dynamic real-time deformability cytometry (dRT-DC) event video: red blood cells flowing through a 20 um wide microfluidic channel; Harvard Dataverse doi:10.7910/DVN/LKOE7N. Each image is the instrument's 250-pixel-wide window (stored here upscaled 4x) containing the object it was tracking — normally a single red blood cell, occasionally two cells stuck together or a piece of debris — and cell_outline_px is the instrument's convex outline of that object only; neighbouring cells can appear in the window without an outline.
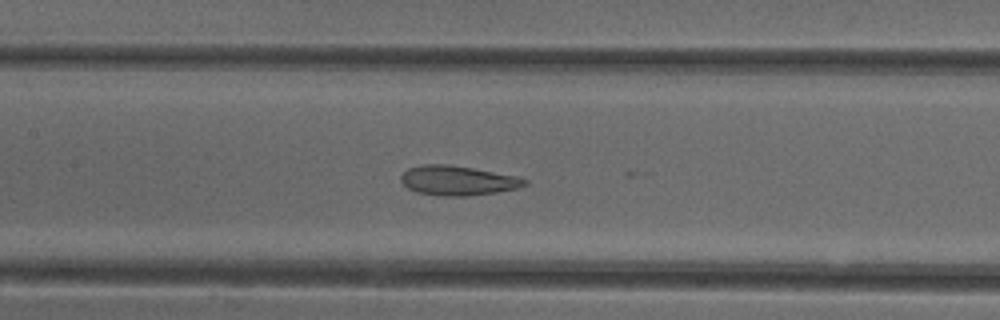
{"species": "common noctule bat (a hibernating species)", "species_latin": "Nyctalus noctula", "temperature_condition": "cold", "stored_images_in_passage": 29, "camera_frame_rate_fps": 3000, "um_per_image_px": 0.085, "animal": {"sex": "female"}, "frame": {"image": 1, "passage_image": 24, "time_ms": 7.667, "image_size_px": [1000, 320], "cell_outline_px": [[528, 184], [516, 188], [496, 192], [468, 196], [440, 196], [416, 192], [408, 188], [400, 180], [400, 176], [408, 168], [420, 164], [448, 164], [520, 176], [528, 180]], "centroid_in_image_um": [38.91, 15.34], "position_along_channel_um": 168.5, "area_um2": 21.5}}
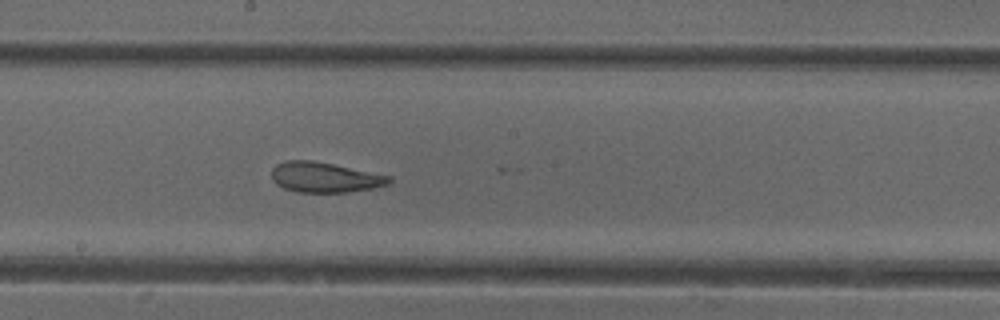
{"frame": {"image": 2, "passage_image": 28, "time_ms": 9.0, "image_size_px": [1000, 320], "cell_outline_px": [[392, 180], [388, 184], [372, 188], [348, 192], [296, 192], [284, 188], [276, 184], [272, 180], [272, 168], [276, 164], [284, 160], [312, 160], [392, 176]], "centroid_in_image_um": [27.57, 15.07], "position_along_channel_um": 220.6, "area_um2": 20.69}}